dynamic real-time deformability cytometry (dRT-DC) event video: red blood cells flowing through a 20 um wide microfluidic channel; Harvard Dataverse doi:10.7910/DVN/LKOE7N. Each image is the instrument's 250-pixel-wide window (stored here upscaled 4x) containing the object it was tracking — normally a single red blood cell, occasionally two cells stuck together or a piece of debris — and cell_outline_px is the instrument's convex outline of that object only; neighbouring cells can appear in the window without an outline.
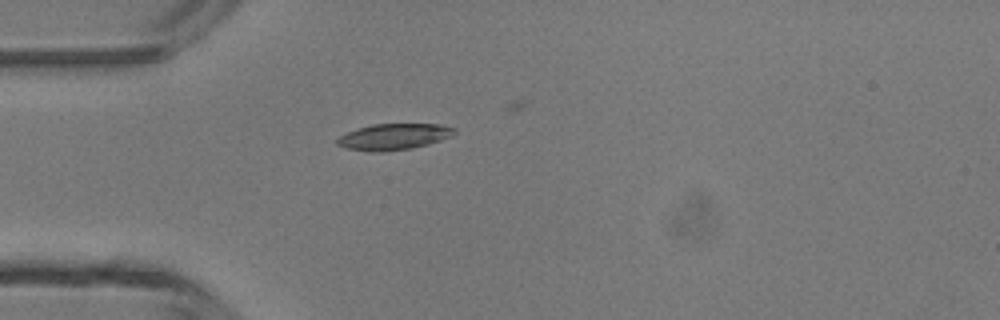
{"species": "common noctule bat (a hibernating species)", "species_latin": "Nyctalus noctula", "temperature_condition": "room temperature", "stored_images_in_passage": 6, "camera_frame_rate_fps": 3000, "um_per_image_px": 0.085, "animal": {"sex": "male", "body_mass_g": 13.3}, "frame": {"image": 1, "passage_image": 1, "time_ms": 0.0, "image_size_px": [1000, 320], "cell_outline_px": [[456, 132], [452, 136], [428, 144], [412, 148], [380, 152], [368, 152], [348, 148], [336, 144], [336, 140], [340, 136], [348, 132], [372, 124], [440, 124], [456, 128]], "centroid_in_image_um": [33.49, 11.62], "position_along_channel_um": 51.5, "area_um2": 17.8}}
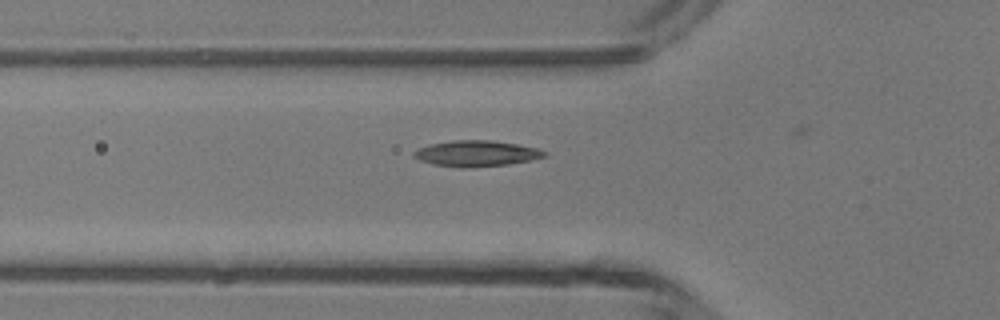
{"frame": {"image": 2, "passage_image": 4, "time_ms": 1.0, "image_size_px": [1000, 320], "cell_outline_px": [[548, 152], [544, 156], [528, 160], [508, 164], [460, 168], [436, 164], [420, 160], [412, 156], [412, 152], [428, 144], [452, 140], [492, 140], [540, 148]], "centroid_in_image_um": [40.48, 13.03], "position_along_channel_um": 85.3, "area_um2": 19.54}}